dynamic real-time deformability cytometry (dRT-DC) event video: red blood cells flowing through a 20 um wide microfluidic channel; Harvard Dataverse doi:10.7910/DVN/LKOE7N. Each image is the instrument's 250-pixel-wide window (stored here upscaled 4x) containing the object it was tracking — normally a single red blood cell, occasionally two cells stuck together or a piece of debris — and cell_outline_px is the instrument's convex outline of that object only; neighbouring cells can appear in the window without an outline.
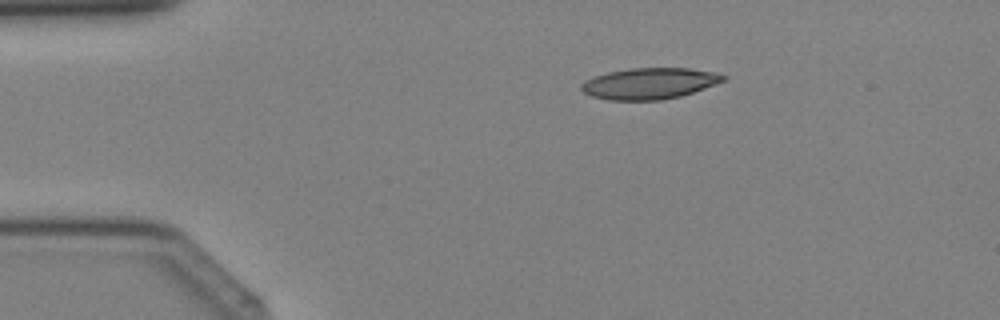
{"species": "Egyptian fruit bat (a non-hibernating species)", "species_latin": "Rousettus aegyptiacus", "temperature_condition": "cold", "stored_images_in_passage": 33, "camera_frame_rate_fps": 3000, "um_per_image_px": 0.085, "animal": {"sex": "female"}, "frame": {"image": 1, "passage_image": 1, "time_ms": 0.0, "image_size_px": [1000, 320], "cell_outline_px": [[728, 80], [680, 96], [660, 100], [608, 100], [592, 96], [584, 92], [580, 88], [580, 84], [584, 80], [608, 72], [632, 68], [688, 68], [716, 72], [728, 76]], "centroid_in_image_um": [55.23, 7.09], "position_along_channel_um": 29.8, "area_um2": 25.84}}
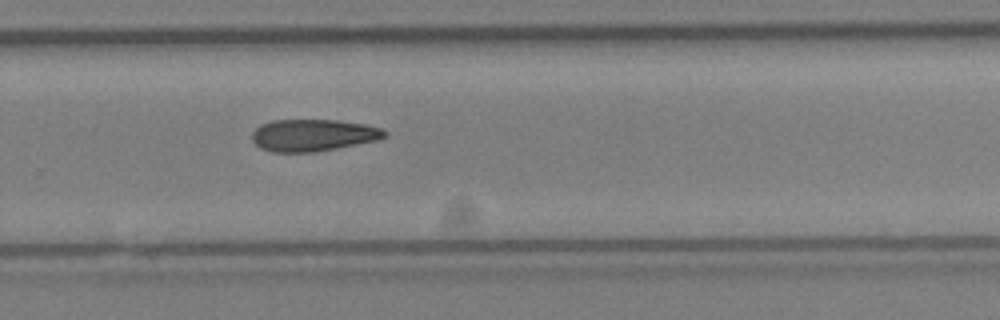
{"frame": {"image": 2, "passage_image": 20, "time_ms": 6.333, "image_size_px": [1000, 320], "cell_outline_px": [[388, 136], [380, 140], [336, 148], [312, 152], [272, 152], [260, 148], [252, 140], [252, 132], [260, 124], [272, 120], [336, 120], [364, 124], [380, 128], [388, 132]], "centroid_in_image_um": [26.62, 11.49], "position_along_channel_um": 303.2, "area_um2": 24.8}}
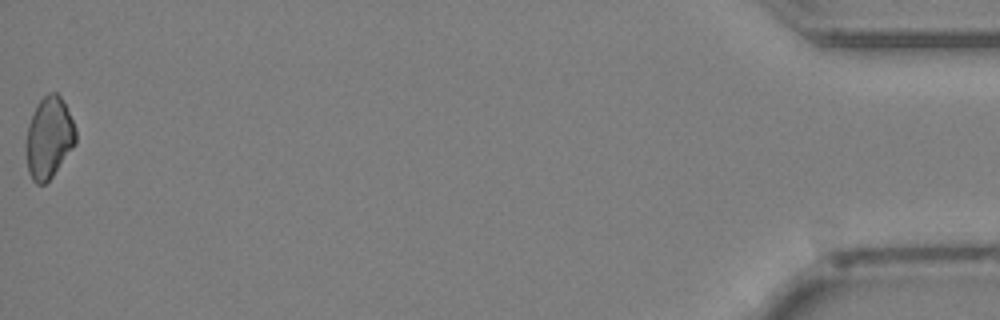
{"frame": {"image": 3, "passage_image": 33, "time_ms": 10.667, "image_size_px": [1000, 320], "cell_outline_px": [[76, 144], [52, 176], [44, 184], [36, 184], [32, 180], [28, 172], [24, 144], [28, 124], [36, 104], [48, 92], [56, 92], [60, 96], [76, 128]], "centroid_in_image_um": [4.13, 11.72], "position_along_channel_um": 431.1, "area_um2": 23.76}}